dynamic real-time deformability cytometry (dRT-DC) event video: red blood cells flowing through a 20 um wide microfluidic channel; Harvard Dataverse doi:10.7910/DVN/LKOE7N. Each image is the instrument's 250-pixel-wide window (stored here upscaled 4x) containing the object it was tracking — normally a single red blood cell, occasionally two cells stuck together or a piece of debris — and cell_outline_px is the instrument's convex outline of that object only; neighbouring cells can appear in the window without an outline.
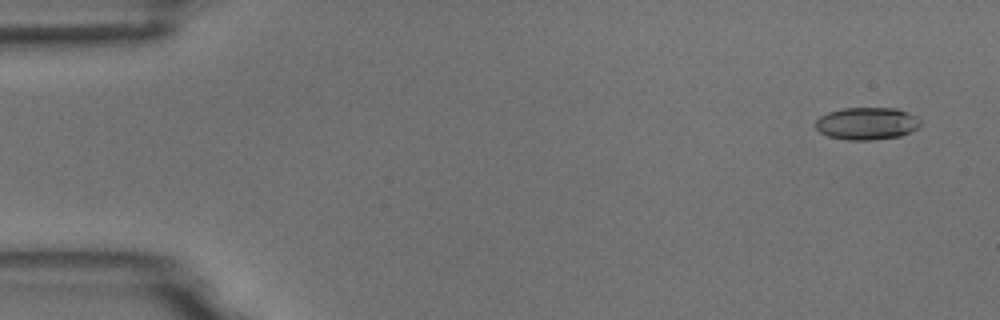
{"species": "common noctule bat (a hibernating species)", "species_latin": "Nyctalus noctula", "temperature_condition": "room temperature", "stored_images_in_passage": 4, "camera_frame_rate_fps": 3000, "um_per_image_px": 0.085, "animal": {"sex": "male", "body_mass_g": 18.8}, "frame": {"image": 1, "passage_image": 1, "time_ms": 0.0, "image_size_px": [1000, 320], "cell_outline_px": [[920, 124], [916, 128], [900, 136], [872, 140], [848, 140], [828, 136], [820, 132], [816, 128], [816, 120], [820, 116], [828, 112], [844, 108], [896, 108], [908, 112], [916, 116], [920, 120]], "centroid_in_image_um": [73.67, 10.49], "position_along_channel_um": 11.3, "area_um2": 19.71}}
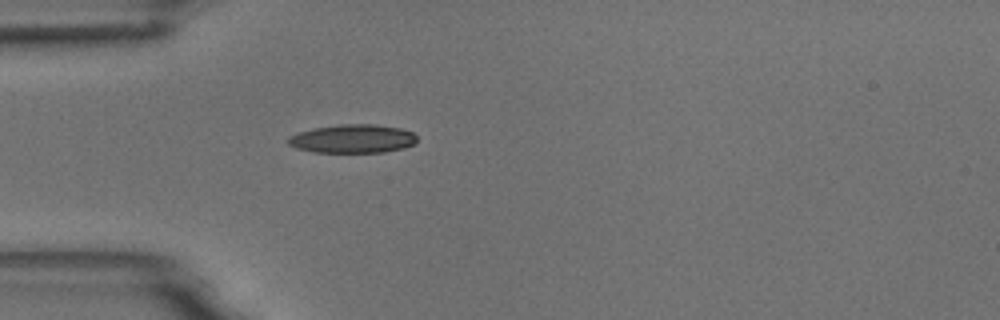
{"frame": {"image": 2, "passage_image": 4, "time_ms": 4.333, "image_size_px": [1000, 320], "cell_outline_px": [[416, 140], [412, 144], [404, 148], [384, 152], [312, 152], [296, 148], [288, 144], [288, 136], [312, 128], [340, 124], [376, 124], [400, 128], [412, 132], [416, 136]], "centroid_in_image_um": [29.96, 11.79], "position_along_channel_um": 55.0, "area_um2": 21.44}}